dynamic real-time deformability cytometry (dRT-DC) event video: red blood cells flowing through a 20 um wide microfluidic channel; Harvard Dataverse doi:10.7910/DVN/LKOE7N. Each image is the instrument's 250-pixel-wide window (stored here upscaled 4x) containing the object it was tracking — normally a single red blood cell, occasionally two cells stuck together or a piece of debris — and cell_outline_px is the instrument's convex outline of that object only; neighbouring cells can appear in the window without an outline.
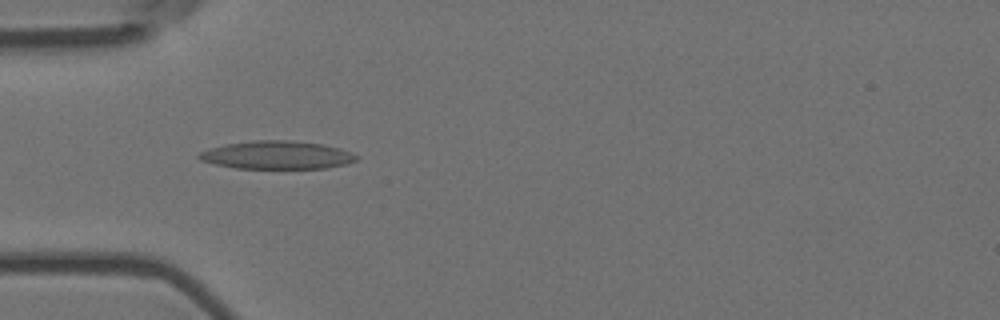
{"species": "Egyptian fruit bat (a non-hibernating species)", "species_latin": "Rousettus aegyptiacus", "temperature_condition": "room temperature", "stored_images_in_passage": 40, "camera_frame_rate_fps": 3000, "um_per_image_px": 0.085, "animal": {"sex": "female"}, "frame": {"image": 1, "passage_image": 5, "time_ms": 1.333, "image_size_px": [1000, 320], "cell_outline_px": [[356, 160], [348, 164], [324, 168], [236, 168], [216, 164], [200, 160], [196, 156], [200, 152], [208, 148], [224, 144], [252, 140], [292, 140], [324, 144], [340, 148], [356, 156]], "centroid_in_image_um": [23.5, 13.17], "position_along_channel_um": 61.5, "area_um2": 25.78}}
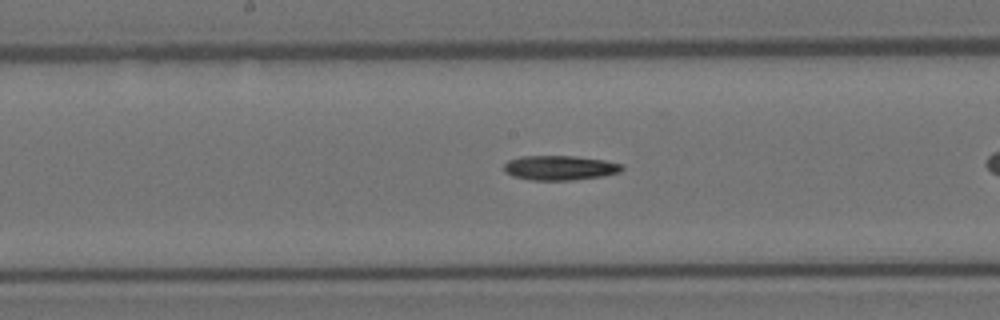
{"frame": {"image": 2, "passage_image": 13, "time_ms": 4.0, "image_size_px": [1000, 320], "cell_outline_px": [[624, 168], [620, 172], [604, 176], [572, 180], [532, 180], [512, 176], [504, 172], [504, 164], [508, 160], [520, 156], [576, 156], [604, 160], [624, 164]], "centroid_in_image_um": [47.6, 14.26], "position_along_channel_um": 200.6, "area_um2": 17.11}}
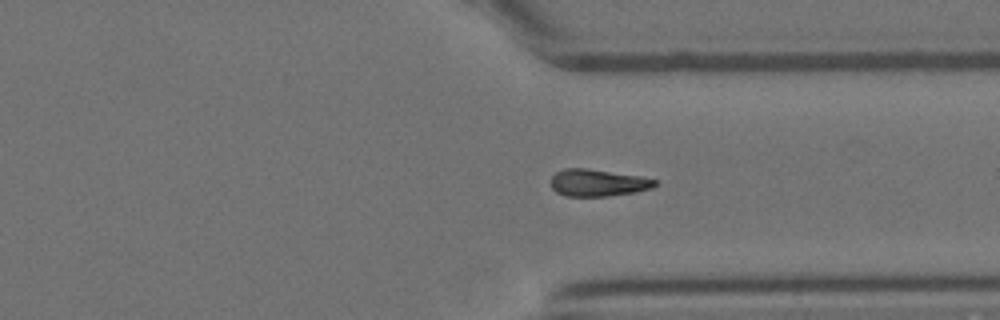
{"frame": {"image": 3, "passage_image": 26, "time_ms": 8.333, "image_size_px": [1000, 320], "cell_outline_px": [[656, 184], [652, 188], [636, 192], [608, 196], [564, 196], [556, 192], [552, 188], [552, 176], [556, 172], [564, 168], [588, 168], [640, 176], [656, 180]], "centroid_in_image_um": [50.8, 15.53], "position_along_channel_um": 360.6, "area_um2": 16.42}}